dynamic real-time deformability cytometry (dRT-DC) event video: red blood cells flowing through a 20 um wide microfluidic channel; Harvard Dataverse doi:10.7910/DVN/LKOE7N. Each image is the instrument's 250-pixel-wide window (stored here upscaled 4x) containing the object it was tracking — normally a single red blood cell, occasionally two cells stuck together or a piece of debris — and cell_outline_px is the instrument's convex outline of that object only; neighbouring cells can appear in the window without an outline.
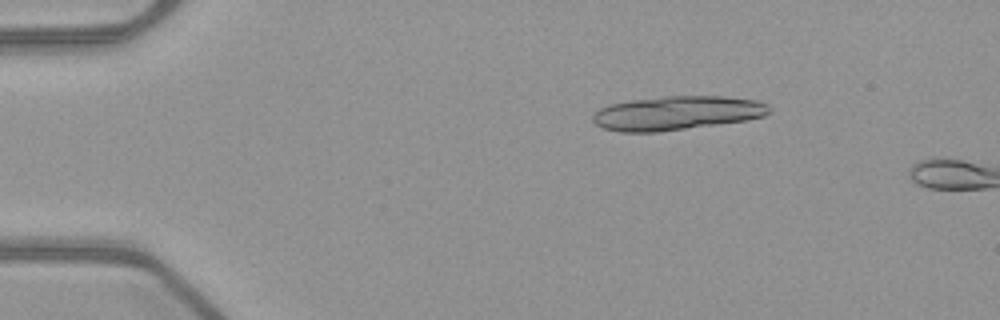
{"species": "common noctule bat (a hibernating species)", "species_latin": "Nyctalus noctula", "temperature_condition": "warm", "stored_images_in_passage": 3, "camera_frame_rate_fps": 3000, "um_per_image_px": 0.085, "animal": {"sex": "female", "body_mass_g": 21.9}, "frame": {"image": 1, "passage_image": 1, "time_ms": 0.0, "image_size_px": [1000, 320], "cell_outline_px": [[772, 112], [764, 116], [748, 120], [656, 132], [620, 132], [604, 128], [596, 124], [592, 120], [592, 116], [600, 108], [612, 104], [632, 100], [664, 96], [724, 96], [756, 100], [768, 104], [772, 108]], "centroid_in_image_um": [57.58, 9.6], "position_along_channel_um": 27.4, "area_um2": 34.91}}